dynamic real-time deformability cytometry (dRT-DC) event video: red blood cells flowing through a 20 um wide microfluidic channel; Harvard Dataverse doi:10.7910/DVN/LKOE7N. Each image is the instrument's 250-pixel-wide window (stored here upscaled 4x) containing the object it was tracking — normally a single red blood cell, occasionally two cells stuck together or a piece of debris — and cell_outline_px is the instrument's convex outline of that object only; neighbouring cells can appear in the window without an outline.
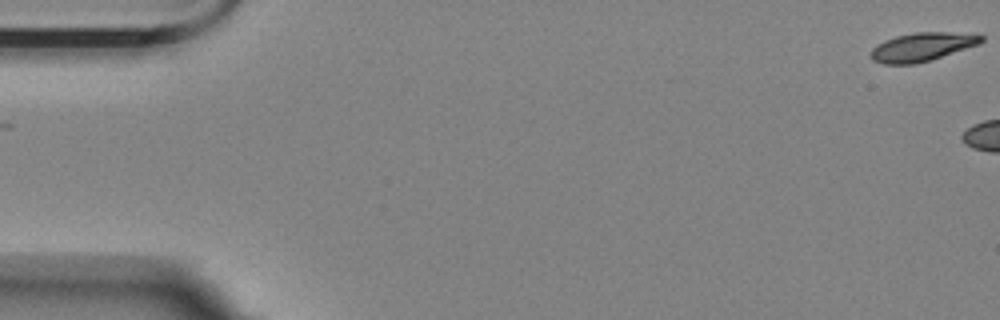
{"species": "Egyptian fruit bat (a non-hibernating species)", "species_latin": "Rousettus aegyptiacus", "temperature_condition": "room temperature", "stored_images_in_passage": 9, "camera_frame_rate_fps": 3000, "um_per_image_px": 0.085, "animal": {"sex": "female"}, "frame": {"image": 1, "passage_image": 1, "time_ms": 0.0, "image_size_px": [1000, 320], "cell_outline_px": [[984, 40], [980, 44], [916, 64], [884, 64], [872, 60], [868, 52], [876, 44], [884, 40], [896, 36], [916, 32], [948, 32], [984, 36]], "centroid_in_image_um": [78.31, 3.99], "position_along_channel_um": 6.7, "area_um2": 18.32}}